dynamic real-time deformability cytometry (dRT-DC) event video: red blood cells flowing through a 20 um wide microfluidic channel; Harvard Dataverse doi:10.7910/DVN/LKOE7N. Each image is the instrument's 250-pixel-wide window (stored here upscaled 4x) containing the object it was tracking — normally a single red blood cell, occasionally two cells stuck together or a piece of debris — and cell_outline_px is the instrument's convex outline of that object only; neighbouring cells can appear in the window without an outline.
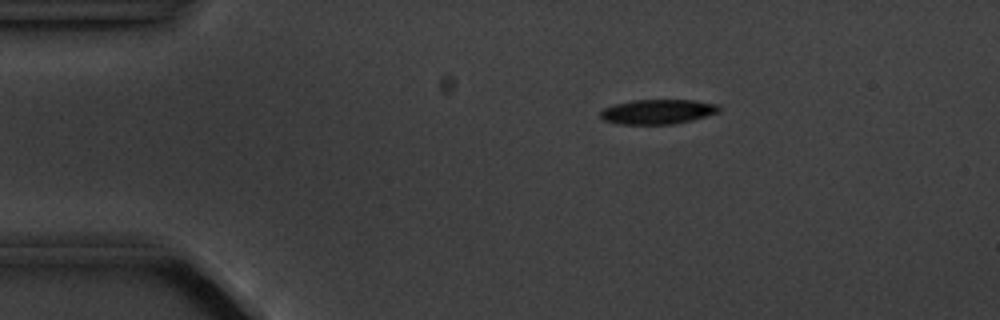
{"species": "common noctule bat (a hibernating species)", "species_latin": "Nyctalus noctula", "temperature_condition": "cold", "stored_images_in_passage": 6, "camera_frame_rate_fps": 3000, "um_per_image_px": 0.085, "animal": {"sex": "male", "body_mass_g": 20.1, "forearm_length_mm": 53.5}, "frame": {"image": 1, "passage_image": 3, "time_ms": 2.333, "image_size_px": [1000, 320], "cell_outline_px": [[720, 112], [692, 120], [672, 124], [616, 124], [604, 120], [600, 116], [600, 112], [604, 108], [616, 104], [636, 100], [692, 100], [720, 104]], "centroid_in_image_um": [55.94, 9.5], "position_along_channel_um": 29.1, "area_um2": 17.05}}